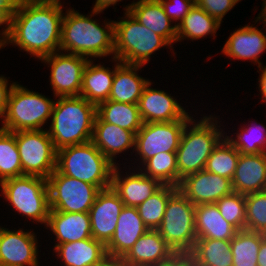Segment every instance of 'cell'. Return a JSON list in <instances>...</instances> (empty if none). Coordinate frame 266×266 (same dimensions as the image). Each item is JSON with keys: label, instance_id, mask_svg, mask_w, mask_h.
I'll use <instances>...</instances> for the list:
<instances>
[{"label": "cell", "instance_id": "e575fe53", "mask_svg": "<svg viewBox=\"0 0 266 266\" xmlns=\"http://www.w3.org/2000/svg\"><path fill=\"white\" fill-rule=\"evenodd\" d=\"M177 190L178 187L162 185L152 196L136 207L149 230H156L160 226L166 204Z\"/></svg>", "mask_w": 266, "mask_h": 266}, {"label": "cell", "instance_id": "ab89813d", "mask_svg": "<svg viewBox=\"0 0 266 266\" xmlns=\"http://www.w3.org/2000/svg\"><path fill=\"white\" fill-rule=\"evenodd\" d=\"M246 230L266 232V190L245 195Z\"/></svg>", "mask_w": 266, "mask_h": 266}, {"label": "cell", "instance_id": "5bb4252c", "mask_svg": "<svg viewBox=\"0 0 266 266\" xmlns=\"http://www.w3.org/2000/svg\"><path fill=\"white\" fill-rule=\"evenodd\" d=\"M0 225V266H41L37 233Z\"/></svg>", "mask_w": 266, "mask_h": 266}, {"label": "cell", "instance_id": "277c9868", "mask_svg": "<svg viewBox=\"0 0 266 266\" xmlns=\"http://www.w3.org/2000/svg\"><path fill=\"white\" fill-rule=\"evenodd\" d=\"M96 105L82 96L58 97L46 128L56 150L92 141Z\"/></svg>", "mask_w": 266, "mask_h": 266}, {"label": "cell", "instance_id": "603a6c76", "mask_svg": "<svg viewBox=\"0 0 266 266\" xmlns=\"http://www.w3.org/2000/svg\"><path fill=\"white\" fill-rule=\"evenodd\" d=\"M136 207L124 206L111 240L105 245L107 256L122 258L148 231Z\"/></svg>", "mask_w": 266, "mask_h": 266}, {"label": "cell", "instance_id": "5b68a950", "mask_svg": "<svg viewBox=\"0 0 266 266\" xmlns=\"http://www.w3.org/2000/svg\"><path fill=\"white\" fill-rule=\"evenodd\" d=\"M114 167L92 141L57 150L56 169L61 174L95 185L100 190L111 187Z\"/></svg>", "mask_w": 266, "mask_h": 266}, {"label": "cell", "instance_id": "8992f818", "mask_svg": "<svg viewBox=\"0 0 266 266\" xmlns=\"http://www.w3.org/2000/svg\"><path fill=\"white\" fill-rule=\"evenodd\" d=\"M114 21V58L127 64L146 66L151 55L171 45L160 35L139 23L129 12ZM168 46V47H167Z\"/></svg>", "mask_w": 266, "mask_h": 266}, {"label": "cell", "instance_id": "52a82bcc", "mask_svg": "<svg viewBox=\"0 0 266 266\" xmlns=\"http://www.w3.org/2000/svg\"><path fill=\"white\" fill-rule=\"evenodd\" d=\"M1 195L12 211L30 219V222L46 226L50 213L47 179L23 175L0 183Z\"/></svg>", "mask_w": 266, "mask_h": 266}, {"label": "cell", "instance_id": "8fae6325", "mask_svg": "<svg viewBox=\"0 0 266 266\" xmlns=\"http://www.w3.org/2000/svg\"><path fill=\"white\" fill-rule=\"evenodd\" d=\"M50 210L70 213H89L98 187L61 174L57 169L47 178Z\"/></svg>", "mask_w": 266, "mask_h": 266}, {"label": "cell", "instance_id": "2e32d148", "mask_svg": "<svg viewBox=\"0 0 266 266\" xmlns=\"http://www.w3.org/2000/svg\"><path fill=\"white\" fill-rule=\"evenodd\" d=\"M132 164L134 166L127 171L125 169V172L121 170V165L114 167L111 187L119 195L124 206L137 207L152 196L162 184L157 179L146 176L140 169H135L134 162Z\"/></svg>", "mask_w": 266, "mask_h": 266}, {"label": "cell", "instance_id": "d6986e66", "mask_svg": "<svg viewBox=\"0 0 266 266\" xmlns=\"http://www.w3.org/2000/svg\"><path fill=\"white\" fill-rule=\"evenodd\" d=\"M123 207V201L112 187L101 190L89 210L92 238L106 245L114 234Z\"/></svg>", "mask_w": 266, "mask_h": 266}, {"label": "cell", "instance_id": "cb8c5ba5", "mask_svg": "<svg viewBox=\"0 0 266 266\" xmlns=\"http://www.w3.org/2000/svg\"><path fill=\"white\" fill-rule=\"evenodd\" d=\"M44 228L50 230L55 236L53 249L61 243L92 238L90 215L85 212L70 213L50 210L48 221Z\"/></svg>", "mask_w": 266, "mask_h": 266}, {"label": "cell", "instance_id": "f907efd6", "mask_svg": "<svg viewBox=\"0 0 266 266\" xmlns=\"http://www.w3.org/2000/svg\"><path fill=\"white\" fill-rule=\"evenodd\" d=\"M261 6V10L258 16L255 18L256 20L253 22L256 24L259 21L258 23H262L263 25L265 24L266 26V0H263Z\"/></svg>", "mask_w": 266, "mask_h": 266}, {"label": "cell", "instance_id": "74e56055", "mask_svg": "<svg viewBox=\"0 0 266 266\" xmlns=\"http://www.w3.org/2000/svg\"><path fill=\"white\" fill-rule=\"evenodd\" d=\"M23 175L15 132L0 128V183Z\"/></svg>", "mask_w": 266, "mask_h": 266}, {"label": "cell", "instance_id": "6da1fadb", "mask_svg": "<svg viewBox=\"0 0 266 266\" xmlns=\"http://www.w3.org/2000/svg\"><path fill=\"white\" fill-rule=\"evenodd\" d=\"M63 9L62 2L18 3L0 49L17 46L38 60L60 51Z\"/></svg>", "mask_w": 266, "mask_h": 266}, {"label": "cell", "instance_id": "816d5d0a", "mask_svg": "<svg viewBox=\"0 0 266 266\" xmlns=\"http://www.w3.org/2000/svg\"><path fill=\"white\" fill-rule=\"evenodd\" d=\"M62 0H17L18 3L61 2Z\"/></svg>", "mask_w": 266, "mask_h": 266}, {"label": "cell", "instance_id": "f6af8a7d", "mask_svg": "<svg viewBox=\"0 0 266 266\" xmlns=\"http://www.w3.org/2000/svg\"><path fill=\"white\" fill-rule=\"evenodd\" d=\"M161 266H196L188 254H176L170 261Z\"/></svg>", "mask_w": 266, "mask_h": 266}, {"label": "cell", "instance_id": "d4e9b609", "mask_svg": "<svg viewBox=\"0 0 266 266\" xmlns=\"http://www.w3.org/2000/svg\"><path fill=\"white\" fill-rule=\"evenodd\" d=\"M234 192L247 195L266 190V153L240 154L232 177Z\"/></svg>", "mask_w": 266, "mask_h": 266}, {"label": "cell", "instance_id": "ac0fdd59", "mask_svg": "<svg viewBox=\"0 0 266 266\" xmlns=\"http://www.w3.org/2000/svg\"><path fill=\"white\" fill-rule=\"evenodd\" d=\"M178 190L195 206L216 203L233 192L230 179L205 170L186 176L181 180Z\"/></svg>", "mask_w": 266, "mask_h": 266}, {"label": "cell", "instance_id": "d590c367", "mask_svg": "<svg viewBox=\"0 0 266 266\" xmlns=\"http://www.w3.org/2000/svg\"><path fill=\"white\" fill-rule=\"evenodd\" d=\"M139 169L146 176L157 179L162 185L178 187L176 153H158L148 159Z\"/></svg>", "mask_w": 266, "mask_h": 266}, {"label": "cell", "instance_id": "44dd1931", "mask_svg": "<svg viewBox=\"0 0 266 266\" xmlns=\"http://www.w3.org/2000/svg\"><path fill=\"white\" fill-rule=\"evenodd\" d=\"M92 142L114 165H120L116 155L135 150V134L132 131L104 122L97 114L94 120Z\"/></svg>", "mask_w": 266, "mask_h": 266}, {"label": "cell", "instance_id": "ffe728a7", "mask_svg": "<svg viewBox=\"0 0 266 266\" xmlns=\"http://www.w3.org/2000/svg\"><path fill=\"white\" fill-rule=\"evenodd\" d=\"M176 253L157 230H148L121 258L123 266H161Z\"/></svg>", "mask_w": 266, "mask_h": 266}, {"label": "cell", "instance_id": "ee69618b", "mask_svg": "<svg viewBox=\"0 0 266 266\" xmlns=\"http://www.w3.org/2000/svg\"><path fill=\"white\" fill-rule=\"evenodd\" d=\"M8 79L9 77L7 78L3 75H0V121H2L5 116L10 93L12 88L17 83L16 81L9 83Z\"/></svg>", "mask_w": 266, "mask_h": 266}, {"label": "cell", "instance_id": "7dc6e473", "mask_svg": "<svg viewBox=\"0 0 266 266\" xmlns=\"http://www.w3.org/2000/svg\"><path fill=\"white\" fill-rule=\"evenodd\" d=\"M118 2H122V0H96L92 9H95L97 11H104L110 6L112 7V5L115 7Z\"/></svg>", "mask_w": 266, "mask_h": 266}, {"label": "cell", "instance_id": "681fc988", "mask_svg": "<svg viewBox=\"0 0 266 266\" xmlns=\"http://www.w3.org/2000/svg\"><path fill=\"white\" fill-rule=\"evenodd\" d=\"M92 266H123L120 258L107 256L100 263Z\"/></svg>", "mask_w": 266, "mask_h": 266}, {"label": "cell", "instance_id": "4dcf8cb0", "mask_svg": "<svg viewBox=\"0 0 266 266\" xmlns=\"http://www.w3.org/2000/svg\"><path fill=\"white\" fill-rule=\"evenodd\" d=\"M188 255L196 266H233L230 240L197 238Z\"/></svg>", "mask_w": 266, "mask_h": 266}, {"label": "cell", "instance_id": "d6a6232c", "mask_svg": "<svg viewBox=\"0 0 266 266\" xmlns=\"http://www.w3.org/2000/svg\"><path fill=\"white\" fill-rule=\"evenodd\" d=\"M241 126L235 135L228 136L225 134L226 139L236 148L240 154H260L266 153V126L259 122H253Z\"/></svg>", "mask_w": 266, "mask_h": 266}, {"label": "cell", "instance_id": "f35d334b", "mask_svg": "<svg viewBox=\"0 0 266 266\" xmlns=\"http://www.w3.org/2000/svg\"><path fill=\"white\" fill-rule=\"evenodd\" d=\"M223 218L238 231L246 230L245 195L238 192L222 197L216 202Z\"/></svg>", "mask_w": 266, "mask_h": 266}, {"label": "cell", "instance_id": "f5cc1de1", "mask_svg": "<svg viewBox=\"0 0 266 266\" xmlns=\"http://www.w3.org/2000/svg\"><path fill=\"white\" fill-rule=\"evenodd\" d=\"M235 5L238 4L241 0H231Z\"/></svg>", "mask_w": 266, "mask_h": 266}, {"label": "cell", "instance_id": "60d3db41", "mask_svg": "<svg viewBox=\"0 0 266 266\" xmlns=\"http://www.w3.org/2000/svg\"><path fill=\"white\" fill-rule=\"evenodd\" d=\"M170 20L176 25L180 24L183 18L194 6L195 0H159Z\"/></svg>", "mask_w": 266, "mask_h": 266}, {"label": "cell", "instance_id": "7bdbcfd3", "mask_svg": "<svg viewBox=\"0 0 266 266\" xmlns=\"http://www.w3.org/2000/svg\"><path fill=\"white\" fill-rule=\"evenodd\" d=\"M17 4V0H0V28H2L0 31V46L9 36L12 15L16 10Z\"/></svg>", "mask_w": 266, "mask_h": 266}, {"label": "cell", "instance_id": "7402d4cb", "mask_svg": "<svg viewBox=\"0 0 266 266\" xmlns=\"http://www.w3.org/2000/svg\"><path fill=\"white\" fill-rule=\"evenodd\" d=\"M139 23L163 37L172 48L177 40V27L173 25L159 0H138L123 7Z\"/></svg>", "mask_w": 266, "mask_h": 266}, {"label": "cell", "instance_id": "b9f144b4", "mask_svg": "<svg viewBox=\"0 0 266 266\" xmlns=\"http://www.w3.org/2000/svg\"><path fill=\"white\" fill-rule=\"evenodd\" d=\"M195 4L221 24L224 16L236 6L231 0H195Z\"/></svg>", "mask_w": 266, "mask_h": 266}, {"label": "cell", "instance_id": "f546056e", "mask_svg": "<svg viewBox=\"0 0 266 266\" xmlns=\"http://www.w3.org/2000/svg\"><path fill=\"white\" fill-rule=\"evenodd\" d=\"M221 27L215 18L210 16L205 10L196 4L190 9L189 13L183 18L177 26V42L182 40H200L206 36L216 38L217 30Z\"/></svg>", "mask_w": 266, "mask_h": 266}, {"label": "cell", "instance_id": "c3c4849f", "mask_svg": "<svg viewBox=\"0 0 266 266\" xmlns=\"http://www.w3.org/2000/svg\"><path fill=\"white\" fill-rule=\"evenodd\" d=\"M257 266H266V239L261 241V246L257 255Z\"/></svg>", "mask_w": 266, "mask_h": 266}, {"label": "cell", "instance_id": "4316f807", "mask_svg": "<svg viewBox=\"0 0 266 266\" xmlns=\"http://www.w3.org/2000/svg\"><path fill=\"white\" fill-rule=\"evenodd\" d=\"M53 253L61 266H92L107 257L105 245L94 238L58 244Z\"/></svg>", "mask_w": 266, "mask_h": 266}, {"label": "cell", "instance_id": "1f68e13d", "mask_svg": "<svg viewBox=\"0 0 266 266\" xmlns=\"http://www.w3.org/2000/svg\"><path fill=\"white\" fill-rule=\"evenodd\" d=\"M96 114L104 121L136 134L142 127L138 104L106 100L96 106Z\"/></svg>", "mask_w": 266, "mask_h": 266}, {"label": "cell", "instance_id": "e0dca14e", "mask_svg": "<svg viewBox=\"0 0 266 266\" xmlns=\"http://www.w3.org/2000/svg\"><path fill=\"white\" fill-rule=\"evenodd\" d=\"M265 27L263 25V28L259 29L254 24H246L241 28L235 29L222 47V54L231 58L230 61L232 59L234 61L249 60L254 65H258L257 68L260 69L263 63L259 58L266 52Z\"/></svg>", "mask_w": 266, "mask_h": 266}, {"label": "cell", "instance_id": "9a60e30c", "mask_svg": "<svg viewBox=\"0 0 266 266\" xmlns=\"http://www.w3.org/2000/svg\"><path fill=\"white\" fill-rule=\"evenodd\" d=\"M152 83L145 86L138 102L139 113L143 123L172 122L191 120L193 115L181 106L177 98L165 90L153 89Z\"/></svg>", "mask_w": 266, "mask_h": 266}, {"label": "cell", "instance_id": "83f0119b", "mask_svg": "<svg viewBox=\"0 0 266 266\" xmlns=\"http://www.w3.org/2000/svg\"><path fill=\"white\" fill-rule=\"evenodd\" d=\"M94 61L89 60L84 68L80 96L97 106L109 99L115 75V58L111 61L114 62L112 69Z\"/></svg>", "mask_w": 266, "mask_h": 266}, {"label": "cell", "instance_id": "3957f363", "mask_svg": "<svg viewBox=\"0 0 266 266\" xmlns=\"http://www.w3.org/2000/svg\"><path fill=\"white\" fill-rule=\"evenodd\" d=\"M215 115H203L199 120L193 117L185 125L176 151L178 186L186 176L204 170L211 152L225 137V126Z\"/></svg>", "mask_w": 266, "mask_h": 266}, {"label": "cell", "instance_id": "f1b7e54d", "mask_svg": "<svg viewBox=\"0 0 266 266\" xmlns=\"http://www.w3.org/2000/svg\"><path fill=\"white\" fill-rule=\"evenodd\" d=\"M197 238L231 240L238 230L221 215L216 203L195 206Z\"/></svg>", "mask_w": 266, "mask_h": 266}, {"label": "cell", "instance_id": "30bf717a", "mask_svg": "<svg viewBox=\"0 0 266 266\" xmlns=\"http://www.w3.org/2000/svg\"><path fill=\"white\" fill-rule=\"evenodd\" d=\"M15 140L24 175L47 179L55 171L57 150L46 129L16 131Z\"/></svg>", "mask_w": 266, "mask_h": 266}, {"label": "cell", "instance_id": "484cf974", "mask_svg": "<svg viewBox=\"0 0 266 266\" xmlns=\"http://www.w3.org/2000/svg\"><path fill=\"white\" fill-rule=\"evenodd\" d=\"M143 65L127 64L115 58V75L108 100L119 103L138 104L149 79L139 76Z\"/></svg>", "mask_w": 266, "mask_h": 266}, {"label": "cell", "instance_id": "8d00e7d4", "mask_svg": "<svg viewBox=\"0 0 266 266\" xmlns=\"http://www.w3.org/2000/svg\"><path fill=\"white\" fill-rule=\"evenodd\" d=\"M240 153L224 137L207 159L204 170L232 180Z\"/></svg>", "mask_w": 266, "mask_h": 266}, {"label": "cell", "instance_id": "7a4b0ae2", "mask_svg": "<svg viewBox=\"0 0 266 266\" xmlns=\"http://www.w3.org/2000/svg\"><path fill=\"white\" fill-rule=\"evenodd\" d=\"M62 20L60 51L84 56L89 60L114 58V20L105 19L102 24L92 17L103 13L92 9L89 15L65 10ZM99 22V23H98Z\"/></svg>", "mask_w": 266, "mask_h": 266}, {"label": "cell", "instance_id": "836d02e7", "mask_svg": "<svg viewBox=\"0 0 266 266\" xmlns=\"http://www.w3.org/2000/svg\"><path fill=\"white\" fill-rule=\"evenodd\" d=\"M264 239L263 233L238 231L230 240L233 266H257V255Z\"/></svg>", "mask_w": 266, "mask_h": 266}, {"label": "cell", "instance_id": "bcb514c9", "mask_svg": "<svg viewBox=\"0 0 266 266\" xmlns=\"http://www.w3.org/2000/svg\"><path fill=\"white\" fill-rule=\"evenodd\" d=\"M257 72L260 73L258 77V95L261 94V104H266V66L263 65Z\"/></svg>", "mask_w": 266, "mask_h": 266}, {"label": "cell", "instance_id": "9c48e42d", "mask_svg": "<svg viewBox=\"0 0 266 266\" xmlns=\"http://www.w3.org/2000/svg\"><path fill=\"white\" fill-rule=\"evenodd\" d=\"M156 230L176 254H188L197 239L195 205L177 190L169 198L162 222Z\"/></svg>", "mask_w": 266, "mask_h": 266}, {"label": "cell", "instance_id": "ba28073f", "mask_svg": "<svg viewBox=\"0 0 266 266\" xmlns=\"http://www.w3.org/2000/svg\"><path fill=\"white\" fill-rule=\"evenodd\" d=\"M55 99L17 82L12 88L1 129L16 132L42 130L52 116Z\"/></svg>", "mask_w": 266, "mask_h": 266}, {"label": "cell", "instance_id": "4fadbf2b", "mask_svg": "<svg viewBox=\"0 0 266 266\" xmlns=\"http://www.w3.org/2000/svg\"><path fill=\"white\" fill-rule=\"evenodd\" d=\"M40 61L51 68L49 82L54 98L80 96L83 71L88 58L58 51Z\"/></svg>", "mask_w": 266, "mask_h": 266}, {"label": "cell", "instance_id": "7c38bea8", "mask_svg": "<svg viewBox=\"0 0 266 266\" xmlns=\"http://www.w3.org/2000/svg\"><path fill=\"white\" fill-rule=\"evenodd\" d=\"M190 120L143 123L135 134V150L139 169L148 159L161 152L176 153L185 125Z\"/></svg>", "mask_w": 266, "mask_h": 266}]
</instances>
